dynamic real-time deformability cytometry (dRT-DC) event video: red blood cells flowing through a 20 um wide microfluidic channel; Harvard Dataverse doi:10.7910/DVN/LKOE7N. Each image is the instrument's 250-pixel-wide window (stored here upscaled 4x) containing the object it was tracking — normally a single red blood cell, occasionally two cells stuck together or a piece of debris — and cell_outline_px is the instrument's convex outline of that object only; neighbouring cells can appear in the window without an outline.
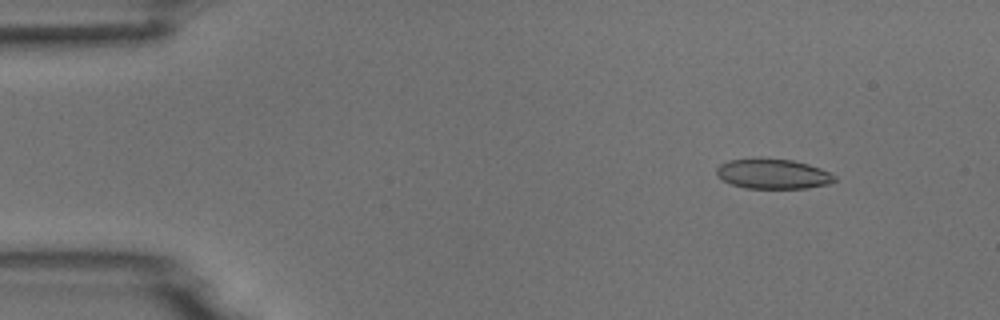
{"species": "common noctule bat (a hibernating species)", "species_latin": "Nyctalus noctula", "temperature_condition": "room temperature", "stored_images_in_passage": 6, "camera_frame_rate_fps": 3000, "um_per_image_px": 0.085, "animal": {"sex": "male", "body_mass_g": 18.8}, "frame": {"image": 1, "passage_image": 2, "time_ms": 1.0, "image_size_px": [1000, 320], "cell_outline_px": [[836, 180], [828, 184], [808, 188], [744, 188], [732, 184], [716, 176], [716, 168], [720, 164], [728, 160], [760, 156], [792, 160], [808, 164], [820, 168], [836, 176]], "centroid_in_image_um": [65.66, 14.75], "position_along_channel_um": 19.3, "area_um2": 21.04}}
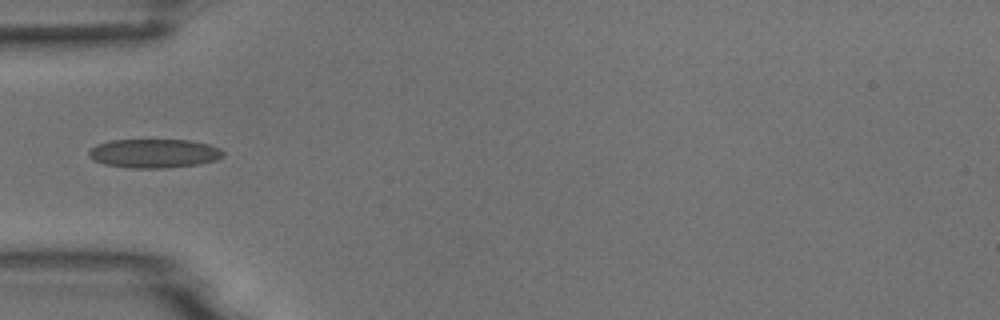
{"frame": {"image": 2, "passage_image": 5, "time_ms": 4.667, "image_size_px": [1000, 320], "cell_outline_px": [[224, 156], [216, 160], [200, 164], [164, 168], [132, 168], [104, 164], [92, 160], [88, 156], [88, 152], [96, 144], [112, 140], [188, 140], [208, 144], [220, 148], [224, 152]], "centroid_in_image_um": [13.1, 13.04], "position_along_channel_um": 71.9, "area_um2": 22.72}}